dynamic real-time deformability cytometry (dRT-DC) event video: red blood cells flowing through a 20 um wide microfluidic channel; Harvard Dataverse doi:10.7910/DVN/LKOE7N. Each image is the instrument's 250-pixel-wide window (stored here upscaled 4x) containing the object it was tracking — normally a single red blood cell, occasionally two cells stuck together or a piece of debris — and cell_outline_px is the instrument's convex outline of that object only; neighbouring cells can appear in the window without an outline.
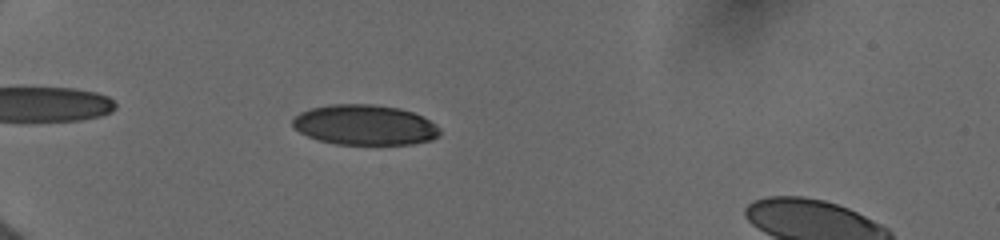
{"species": "human", "species_latin": "Homo sapiens", "temperature_condition": "cold", "stored_images_in_passage": 15, "camera_frame_rate_fps": 3000, "um_per_image_px": 0.085, "donor": {"sex": "female"}, "frame": {"image": 1, "passage_image": 4, "time_ms": 1.667, "image_size_px": [1000, 240], "cell_outline_px": [[440, 132], [432, 140], [412, 144], [336, 144], [320, 140], [308, 136], [292, 128], [292, 120], [300, 112], [312, 108], [332, 104], [372, 104], [400, 108], [412, 112], [436, 124], [440, 128]], "centroid_in_image_um": [30.99, 10.62], "position_along_channel_um": 54.0, "area_um2": 34.39}}
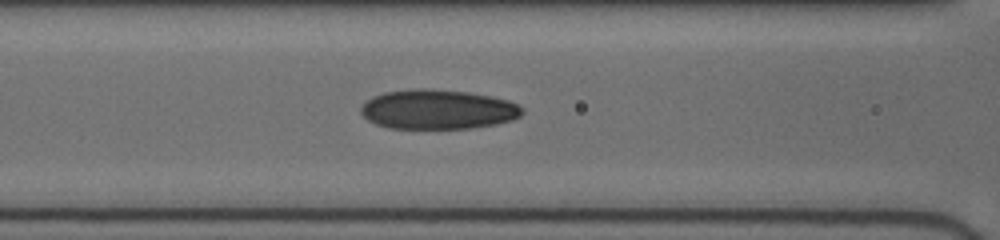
{"frame": {"image": 2, "passage_image": 9, "time_ms": 4.333, "image_size_px": [1000, 240], "cell_outline_px": [[524, 112], [520, 116], [512, 120], [496, 124], [468, 128], [388, 128], [376, 124], [368, 120], [360, 112], [360, 108], [372, 96], [384, 92], [412, 88], [432, 88], [468, 92], [492, 96], [508, 100], [516, 104]], "centroid_in_image_um": [37.2, 9.29], "position_along_channel_um": 129.4, "area_um2": 37.28}}
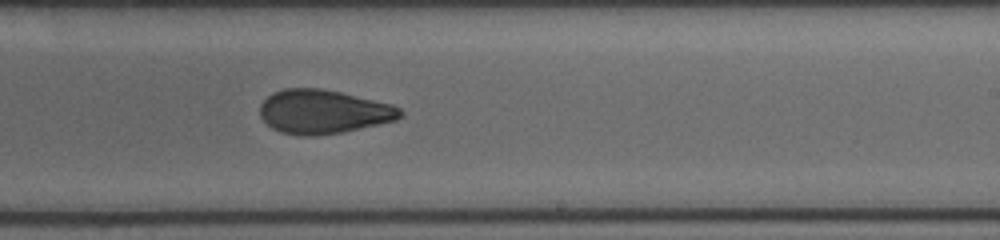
{"frame": {"image": 3, "passage_image": 15, "time_ms": 7.667, "image_size_px": [1000, 240], "cell_outline_px": [[404, 112], [396, 120], [340, 132], [308, 136], [304, 136], [280, 132], [272, 128], [260, 116], [260, 104], [272, 92], [284, 88], [320, 88], [340, 92], [392, 104], [400, 108]], "centroid_in_image_um": [27.45, 9.48], "position_along_channel_um": 261.5, "area_um2": 35.6}}